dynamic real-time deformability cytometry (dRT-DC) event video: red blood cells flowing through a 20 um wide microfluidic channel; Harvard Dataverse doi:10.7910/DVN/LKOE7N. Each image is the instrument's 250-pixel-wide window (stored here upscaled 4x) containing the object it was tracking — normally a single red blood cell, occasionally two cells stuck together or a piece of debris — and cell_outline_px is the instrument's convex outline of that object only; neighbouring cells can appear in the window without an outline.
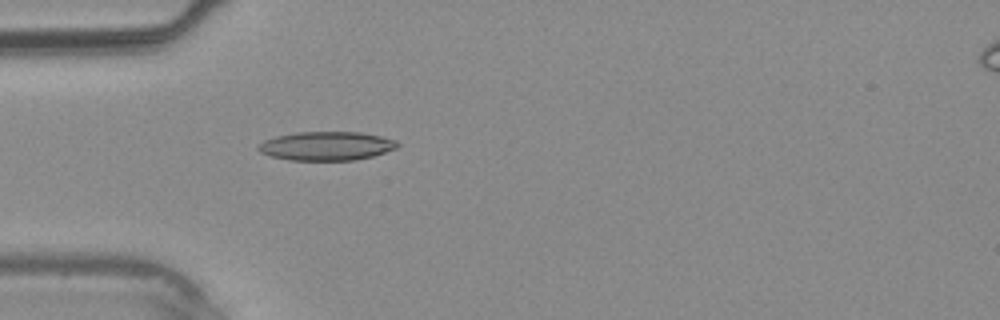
{"species": "common noctule bat (a hibernating species)", "species_latin": "Nyctalus noctula", "temperature_condition": "warm", "stored_images_in_passage": 32, "camera_frame_rate_fps": 3000, "um_per_image_px": 0.085, "animal": {"sex": "male", "body_mass_g": 20.4}, "frame": {"image": 1, "passage_image": 5, "time_ms": 1.333, "image_size_px": [1000, 320], "cell_outline_px": [[400, 144], [396, 148], [372, 156], [356, 160], [288, 160], [272, 156], [260, 152], [256, 148], [264, 140], [276, 136], [296, 132], [360, 132], [380, 136], [396, 140]], "centroid_in_image_um": [27.74, 12.4], "position_along_channel_um": 57.3, "area_um2": 23.29}}